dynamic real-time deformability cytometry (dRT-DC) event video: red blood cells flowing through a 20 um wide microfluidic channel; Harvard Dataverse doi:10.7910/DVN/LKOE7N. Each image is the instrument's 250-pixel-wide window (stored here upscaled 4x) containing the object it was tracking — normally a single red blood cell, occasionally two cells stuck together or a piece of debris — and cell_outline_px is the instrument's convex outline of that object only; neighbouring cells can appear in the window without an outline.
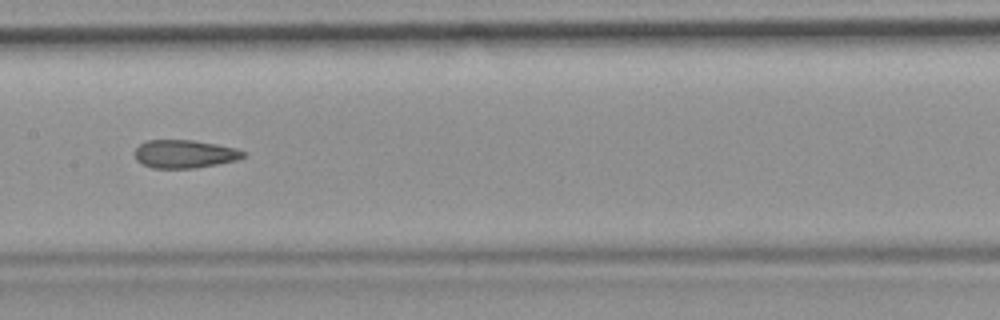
{"species": "common noctule bat (a hibernating species)", "species_latin": "Nyctalus noctula", "temperature_condition": "room temperature", "stored_images_in_passage": 41, "camera_frame_rate_fps": 3000, "um_per_image_px": 0.085, "animal": {"sex": "female", "body_mass_g": 19.9}, "frame": {"image": 1, "passage_image": 18, "time_ms": 5.667, "image_size_px": [1000, 320], "cell_outline_px": [[248, 156], [236, 160], [196, 168], [152, 168], [136, 160], [136, 148], [144, 140], [192, 140], [216, 144], [236, 148], [248, 152]], "centroid_in_image_um": [15.73, 13.08], "position_along_channel_um": 191.7, "area_um2": 17.86}, "authors_computed_cell_mechanics": {"area_um2": 19.1318, "velocity_mm_per_s": 3.9122, "shape_relaxation_time_tau1_ms": null, "shape_relaxation_time_tau2_ms": 2.2707, "deformation_change_tau1": null, "deformation_change_tau2": 0.1081}}